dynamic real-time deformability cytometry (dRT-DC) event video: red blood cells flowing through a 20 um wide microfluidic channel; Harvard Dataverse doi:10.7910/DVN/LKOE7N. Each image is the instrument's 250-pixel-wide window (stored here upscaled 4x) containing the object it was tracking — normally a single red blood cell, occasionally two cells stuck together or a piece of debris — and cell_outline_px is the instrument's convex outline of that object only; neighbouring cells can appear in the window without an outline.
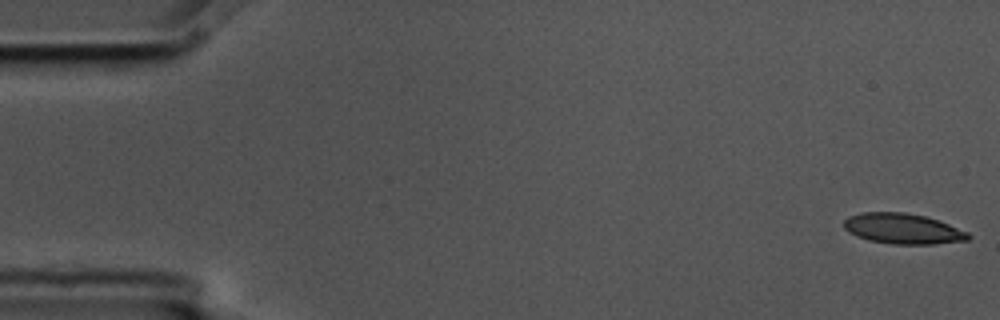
{"species": "common noctule bat (a hibernating species)", "species_latin": "Nyctalus noctula", "temperature_condition": "cold", "stored_images_in_passage": 5, "camera_frame_rate_fps": 3000, "um_per_image_px": 0.085, "animal": {"sex": "male", "body_mass_g": 17.5, "forearm_length_mm": 52.3}, "frame": {"image": 1, "passage_image": 1, "time_ms": 0.0, "image_size_px": [1000, 320], "cell_outline_px": [[972, 236], [968, 240], [936, 244], [892, 244], [868, 240], [856, 236], [848, 232], [844, 228], [844, 220], [848, 216], [860, 212], [904, 212], [924, 216], [948, 224], [968, 232]], "centroid_in_image_um": [76.71, 19.44], "position_along_channel_um": 8.3, "area_um2": 22.14}}
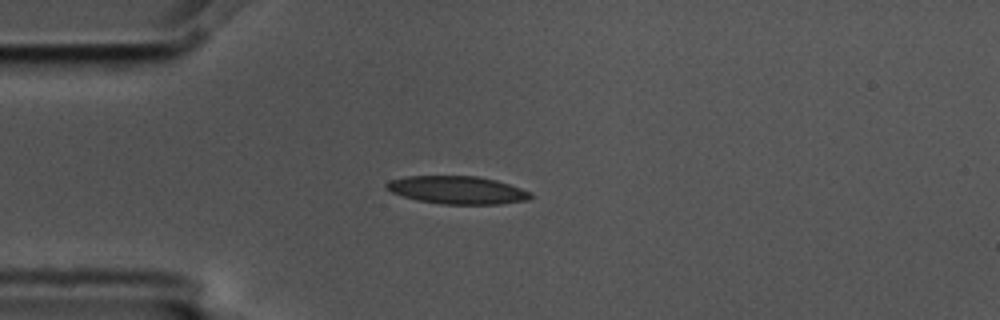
{"frame": {"image": 2, "passage_image": 5, "time_ms": 1.333, "image_size_px": [1000, 320], "cell_outline_px": [[532, 196], [528, 200], [500, 204], [440, 204], [416, 200], [392, 192], [384, 188], [384, 184], [392, 180], [404, 176], [476, 176], [496, 180], [532, 192]], "centroid_in_image_um": [38.86, 16.15], "position_along_channel_um": 46.1, "area_um2": 23.41}}